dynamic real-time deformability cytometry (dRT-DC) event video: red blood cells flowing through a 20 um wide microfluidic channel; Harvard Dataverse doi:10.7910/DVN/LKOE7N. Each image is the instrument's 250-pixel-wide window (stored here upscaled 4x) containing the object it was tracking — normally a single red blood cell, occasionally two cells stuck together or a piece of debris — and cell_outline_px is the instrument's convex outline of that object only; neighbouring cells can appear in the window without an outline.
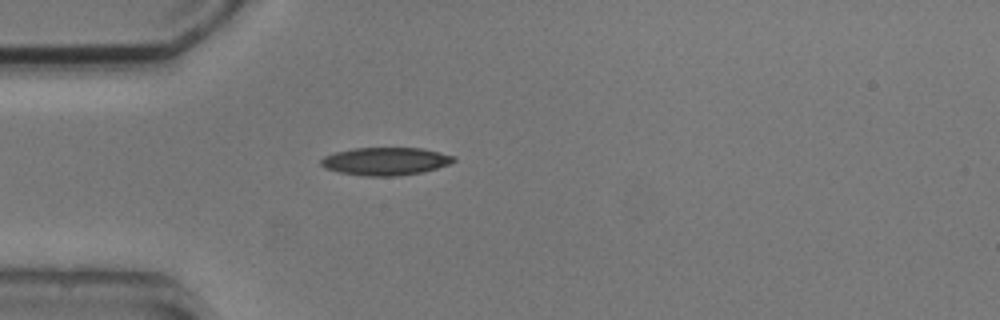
{"species": "common noctule bat (a hibernating species)", "species_latin": "Nyctalus noctula", "temperature_condition": "cold", "stored_images_in_passage": 3, "camera_frame_rate_fps": 3000, "um_per_image_px": 0.085, "animal": {"sex": "male", "body_mass_g": 20.5, "forearm_length_mm": 52.5}, "frame": {"image": 1, "passage_image": 3, "time_ms": 2.333, "image_size_px": [1000, 320], "cell_outline_px": [[456, 160], [448, 164], [424, 172], [400, 176], [364, 176], [340, 172], [324, 168], [320, 164], [320, 160], [324, 156], [336, 152], [352, 148], [424, 148], [456, 156]], "centroid_in_image_um": [32.78, 13.71], "position_along_channel_um": 52.2, "area_um2": 21.68}}